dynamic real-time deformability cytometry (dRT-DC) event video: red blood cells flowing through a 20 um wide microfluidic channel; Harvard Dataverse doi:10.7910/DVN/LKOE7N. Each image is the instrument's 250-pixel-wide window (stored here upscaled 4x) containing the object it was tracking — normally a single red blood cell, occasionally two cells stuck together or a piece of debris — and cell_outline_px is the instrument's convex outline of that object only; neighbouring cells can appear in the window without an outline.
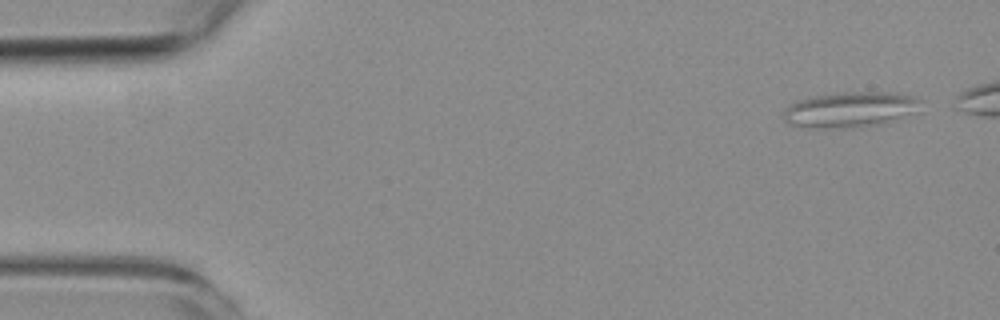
{"species": "common noctule bat (a hibernating species)", "species_latin": "Nyctalus noctula", "temperature_condition": "room temperature", "stored_images_in_passage": 5, "camera_frame_rate_fps": 3000, "um_per_image_px": 0.085, "animal": {"sex": "female", "body_mass_g": 19.3, "forearm_length_mm": 54.1}, "frame": {"image": 1, "passage_image": 1, "time_ms": 0.0, "image_size_px": [1000, 320], "cell_outline_px": [[924, 100], [912, 112], [880, 124], [860, 128], [836, 128], [792, 124], [784, 120], [784, 108], [796, 100], [812, 96], [844, 92], [896, 92], [916, 96]], "centroid_in_image_um": [72.28, 9.28], "position_along_channel_um": 12.7, "area_um2": 28.09}}